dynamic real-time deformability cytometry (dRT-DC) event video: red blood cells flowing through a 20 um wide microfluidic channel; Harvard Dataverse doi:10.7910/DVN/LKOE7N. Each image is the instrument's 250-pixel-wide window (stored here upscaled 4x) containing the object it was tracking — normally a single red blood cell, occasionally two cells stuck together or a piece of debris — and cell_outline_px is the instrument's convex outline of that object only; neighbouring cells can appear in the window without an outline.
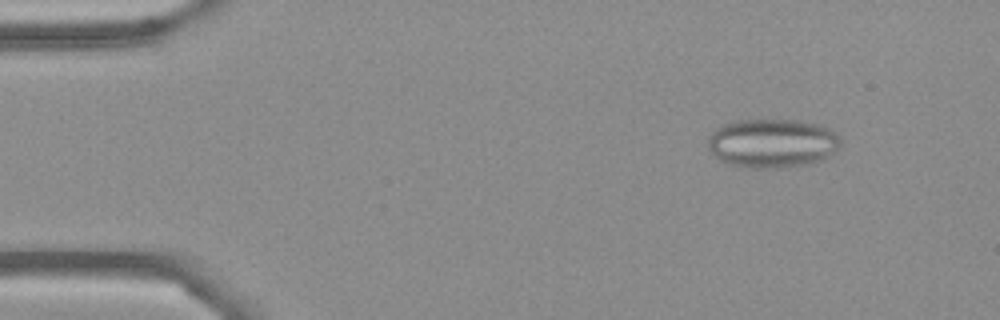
{"species": "Egyptian fruit bat (a non-hibernating species)", "species_latin": "Rousettus aegyptiacus", "temperature_condition": "cold", "stored_images_in_passage": 54, "segment_of_instrument_passage": [1, 2], "camera_frame_rate_fps": 3000, "um_per_image_px": 0.085, "frame": {"image": 1, "passage_image": 6, "time_ms": 1.667, "image_size_px": [1000, 320], "cell_outline_px": [[840, 148], [836, 152], [824, 160], [808, 164], [776, 168], [752, 168], [728, 164], [720, 160], [708, 148], [708, 136], [716, 128], [724, 124], [736, 120], [800, 120], [820, 124], [836, 132], [840, 140]], "centroid_in_image_um": [65.68, 12.17], "position_along_channel_um": 19.3, "area_um2": 38.26}}